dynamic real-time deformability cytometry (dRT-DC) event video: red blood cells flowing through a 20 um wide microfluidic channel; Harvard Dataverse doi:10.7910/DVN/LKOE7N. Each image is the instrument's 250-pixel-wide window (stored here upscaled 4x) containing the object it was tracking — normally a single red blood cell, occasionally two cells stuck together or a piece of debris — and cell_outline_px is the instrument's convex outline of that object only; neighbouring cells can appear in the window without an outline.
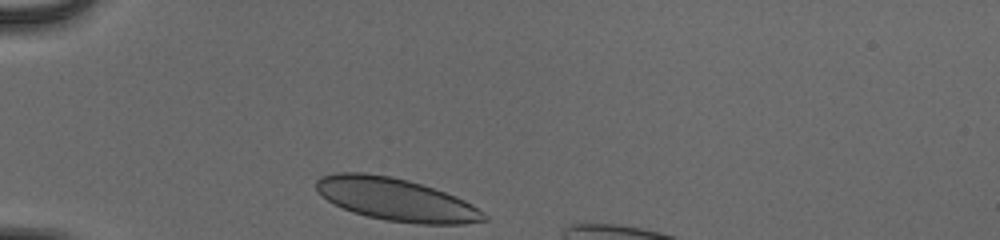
{"species": "human", "species_latin": "Homo sapiens", "temperature_condition": "cold", "stored_images_in_passage": 30, "camera_frame_rate_fps": 3000, "um_per_image_px": 0.085, "donor": {"sex": "male"}, "frame": {"image": 1, "passage_image": 1, "time_ms": 0.0, "image_size_px": [1000, 240], "cell_outline_px": [[488, 220], [464, 224], [416, 224], [384, 220], [352, 212], [328, 200], [316, 188], [316, 180], [320, 176], [336, 172], [364, 172], [388, 176], [408, 180], [456, 196], [472, 204], [484, 212], [488, 216]], "centroid_in_image_um": [33.68, 16.96], "position_along_channel_um": 51.3, "area_um2": 41.5}}
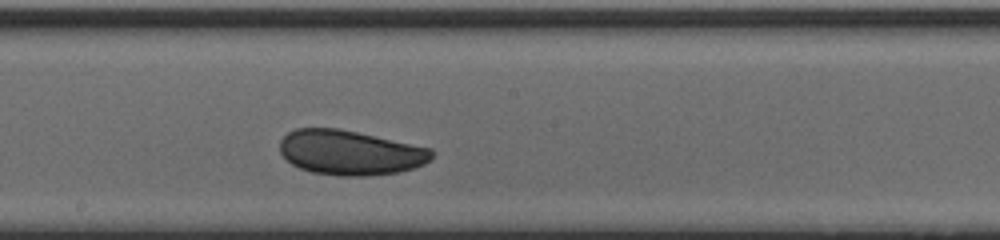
{"frame": {"image": 2, "passage_image": 16, "time_ms": 5.0, "image_size_px": [1000, 240], "cell_outline_px": [[436, 152], [424, 164], [412, 168], [396, 172], [368, 176], [340, 176], [312, 172], [300, 168], [292, 164], [280, 152], [280, 140], [288, 132], [296, 128], [340, 128], [432, 148]], "centroid_in_image_um": [29.76, 12.96], "position_along_channel_um": 218.4, "area_um2": 39.65}}
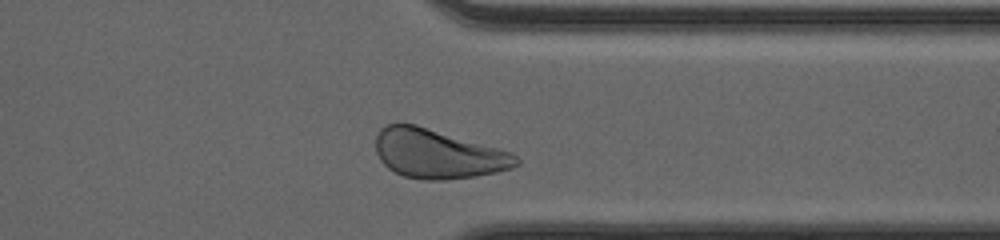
{"frame": {"image": 3, "passage_image": 28, "time_ms": 9.0, "image_size_px": [1000, 240], "cell_outline_px": [[520, 164], [512, 168], [496, 172], [476, 176], [444, 180], [424, 180], [404, 176], [388, 168], [380, 160], [376, 152], [376, 136], [380, 128], [396, 120], [416, 124], [512, 152], [520, 160]], "centroid_in_image_um": [37.19, 13.05], "position_along_channel_um": 374.2, "area_um2": 40.63}, "authors_computed_cell_mechanics": {"area_um2": 39.6797, "velocity_mm_per_s": 3.8761, "shape_relaxation_time_tau1_ms": null, "shape_relaxation_time_tau2_ms": 1.8957, "deformation_change_tau1": null, "deformation_change_tau2": 0.037}}